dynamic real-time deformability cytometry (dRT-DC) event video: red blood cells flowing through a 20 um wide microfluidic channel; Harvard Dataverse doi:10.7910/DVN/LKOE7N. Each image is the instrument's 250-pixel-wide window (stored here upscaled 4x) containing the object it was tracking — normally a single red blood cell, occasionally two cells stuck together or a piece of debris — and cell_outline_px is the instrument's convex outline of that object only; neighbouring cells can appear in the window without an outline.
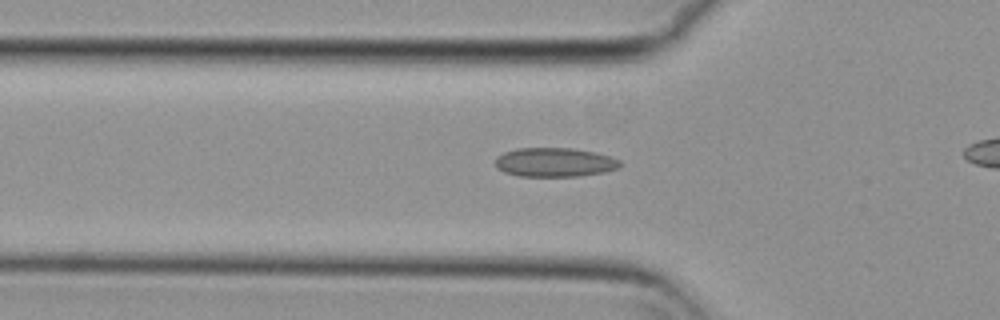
{"species": "common noctule bat (a hibernating species)", "species_latin": "Nyctalus noctula", "temperature_condition": "cold", "stored_images_in_passage": 38, "camera_frame_rate_fps": 3000, "um_per_image_px": 0.085, "animal": {"sex": "female", "body_mass_g": 29.2, "forearm_length_mm": 56.3}, "frame": {"image": 1, "passage_image": 11, "time_ms": 3.333, "image_size_px": [1000, 320], "cell_outline_px": [[620, 168], [604, 172], [576, 176], [520, 176], [504, 172], [496, 168], [496, 156], [504, 152], [516, 148], [572, 148], [596, 152], [620, 160]], "centroid_in_image_um": [47.13, 13.79], "position_along_channel_um": 78.7, "area_um2": 21.15}}
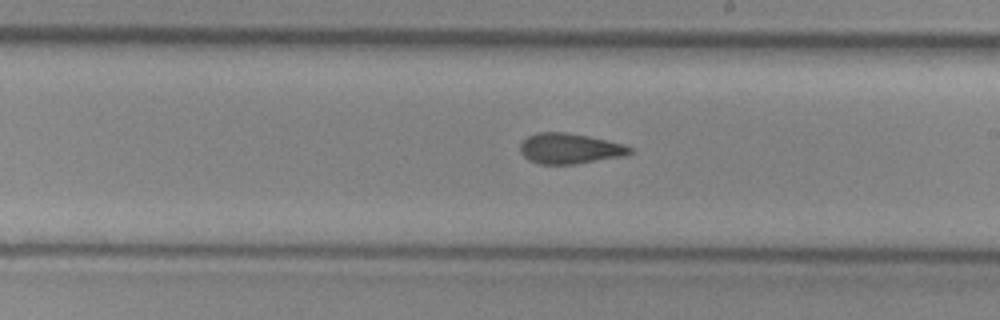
{"frame": {"image": 2, "passage_image": 24, "time_ms": 7.667, "image_size_px": [1000, 320], "cell_outline_px": [[632, 152], [624, 156], [576, 164], [540, 164], [528, 160], [520, 152], [520, 144], [528, 136], [536, 132], [564, 132], [588, 136], [624, 144], [632, 148]], "centroid_in_image_um": [48.41, 12.63], "position_along_channel_um": 240.6, "area_um2": 19.48}}
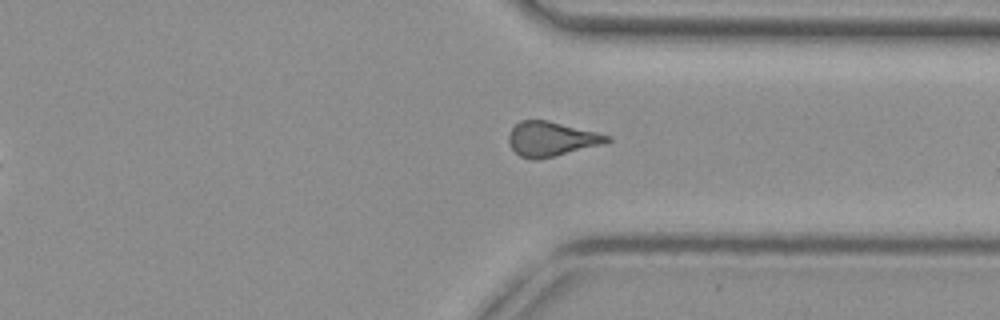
{"frame": {"image": 3, "passage_image": 34, "time_ms": 11.0, "image_size_px": [1000, 320], "cell_outline_px": [[612, 140], [604, 144], [536, 160], [532, 160], [520, 156], [508, 144], [508, 136], [512, 128], [520, 120], [548, 120], [612, 136]], "centroid_in_image_um": [46.86, 11.81], "position_along_channel_um": 364.5, "area_um2": 19.77}}